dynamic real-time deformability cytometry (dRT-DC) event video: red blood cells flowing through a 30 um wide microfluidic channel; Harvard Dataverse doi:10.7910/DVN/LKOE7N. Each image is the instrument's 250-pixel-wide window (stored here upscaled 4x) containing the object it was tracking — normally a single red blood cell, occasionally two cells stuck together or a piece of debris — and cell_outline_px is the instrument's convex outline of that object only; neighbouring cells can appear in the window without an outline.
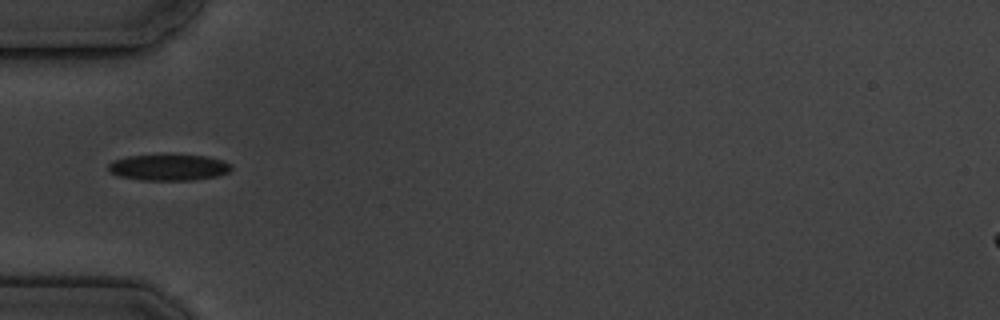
{"species": "common noctule bat (a hibernating species)", "species_latin": "Nyctalus noctula", "temperature_condition": "cold", "stored_images_in_passage": 10, "camera_frame_rate_fps": 3000, "um_per_image_px": 0.085, "animal": {"sex": "male", "body_mass_g": 19.5, "forearm_length_mm": 54.6}, "frame": {"image": 1, "passage_image": 4, "time_ms": 3.667, "image_size_px": [1000, 320], "cell_outline_px": [[232, 168], [228, 172], [216, 176], [192, 180], [140, 180], [120, 176], [108, 172], [108, 164], [112, 160], [128, 156], [208, 156], [232, 164]], "centroid_in_image_um": [14.31, 14.25], "position_along_channel_um": 70.7, "area_um2": 18.44}}
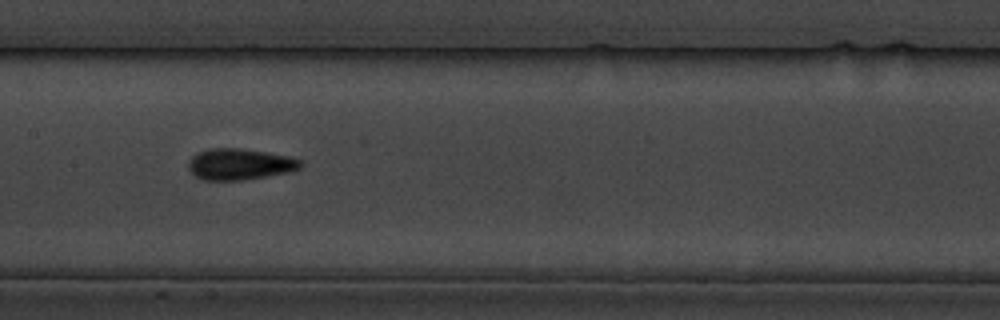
{"frame": {"image": 2, "passage_image": 7, "time_ms": 7.0, "image_size_px": [1000, 320], "cell_outline_px": [[304, 164], [300, 168], [288, 172], [240, 180], [204, 180], [196, 176], [188, 168], [188, 160], [196, 152], [208, 148], [240, 148], [288, 156], [300, 160]], "centroid_in_image_um": [20.33, 13.94], "position_along_channel_um": 187.1, "area_um2": 20.29}}